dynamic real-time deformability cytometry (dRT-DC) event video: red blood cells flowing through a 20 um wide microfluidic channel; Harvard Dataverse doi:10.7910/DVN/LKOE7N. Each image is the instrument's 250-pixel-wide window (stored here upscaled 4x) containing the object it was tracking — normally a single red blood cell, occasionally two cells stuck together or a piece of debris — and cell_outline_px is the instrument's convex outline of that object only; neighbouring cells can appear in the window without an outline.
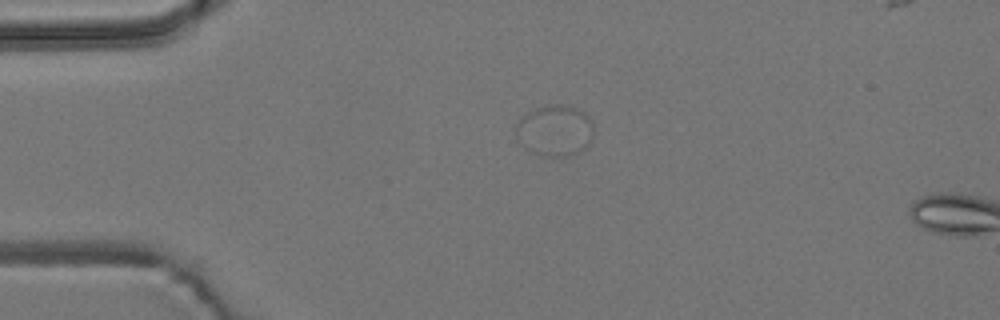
{"species": "common noctule bat (a hibernating species)", "species_latin": "Nyctalus noctula", "temperature_condition": "room temperature", "stored_images_in_passage": 3, "camera_frame_rate_fps": 3000, "um_per_image_px": 0.085, "animal": {"sex": "male", "body_mass_g": 19.2, "forearm_length_mm": 51.8}, "frame": {"image": 1, "passage_image": 1, "time_ms": 0.0, "image_size_px": [1000, 320], "cell_outline_px": [[592, 140], [588, 148], [580, 152], [568, 156], [540, 156], [528, 152], [524, 148], [516, 136], [516, 124], [520, 116], [536, 108], [548, 104], [564, 104], [576, 108], [584, 112], [588, 116], [592, 124]], "centroid_in_image_um": [47.15, 11.11], "position_along_channel_um": 37.9, "area_um2": 23.7}}